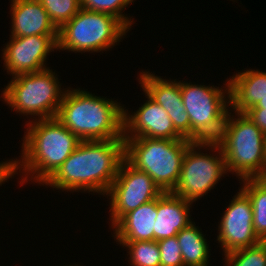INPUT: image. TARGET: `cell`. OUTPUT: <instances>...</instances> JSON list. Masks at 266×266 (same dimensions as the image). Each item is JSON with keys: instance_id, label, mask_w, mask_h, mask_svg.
<instances>
[{"instance_id": "cell-28", "label": "cell", "mask_w": 266, "mask_h": 266, "mask_svg": "<svg viewBox=\"0 0 266 266\" xmlns=\"http://www.w3.org/2000/svg\"><path fill=\"white\" fill-rule=\"evenodd\" d=\"M251 108H263L266 109V97L260 100L255 106Z\"/></svg>"}, {"instance_id": "cell-11", "label": "cell", "mask_w": 266, "mask_h": 266, "mask_svg": "<svg viewBox=\"0 0 266 266\" xmlns=\"http://www.w3.org/2000/svg\"><path fill=\"white\" fill-rule=\"evenodd\" d=\"M219 222L217 241L224 254L261 242L253 228L250 198L241 188L230 201Z\"/></svg>"}, {"instance_id": "cell-26", "label": "cell", "mask_w": 266, "mask_h": 266, "mask_svg": "<svg viewBox=\"0 0 266 266\" xmlns=\"http://www.w3.org/2000/svg\"><path fill=\"white\" fill-rule=\"evenodd\" d=\"M245 114L266 135V109L250 108Z\"/></svg>"}, {"instance_id": "cell-15", "label": "cell", "mask_w": 266, "mask_h": 266, "mask_svg": "<svg viewBox=\"0 0 266 266\" xmlns=\"http://www.w3.org/2000/svg\"><path fill=\"white\" fill-rule=\"evenodd\" d=\"M11 1V35L25 37L32 35H58L49 14L38 0Z\"/></svg>"}, {"instance_id": "cell-17", "label": "cell", "mask_w": 266, "mask_h": 266, "mask_svg": "<svg viewBox=\"0 0 266 266\" xmlns=\"http://www.w3.org/2000/svg\"><path fill=\"white\" fill-rule=\"evenodd\" d=\"M157 198L126 213L113 227L116 242L154 240Z\"/></svg>"}, {"instance_id": "cell-21", "label": "cell", "mask_w": 266, "mask_h": 266, "mask_svg": "<svg viewBox=\"0 0 266 266\" xmlns=\"http://www.w3.org/2000/svg\"><path fill=\"white\" fill-rule=\"evenodd\" d=\"M117 244L126 247L129 255L130 265L132 266H161L158 243L152 241H134V242H118Z\"/></svg>"}, {"instance_id": "cell-22", "label": "cell", "mask_w": 266, "mask_h": 266, "mask_svg": "<svg viewBox=\"0 0 266 266\" xmlns=\"http://www.w3.org/2000/svg\"><path fill=\"white\" fill-rule=\"evenodd\" d=\"M226 266H266V241L224 254Z\"/></svg>"}, {"instance_id": "cell-23", "label": "cell", "mask_w": 266, "mask_h": 266, "mask_svg": "<svg viewBox=\"0 0 266 266\" xmlns=\"http://www.w3.org/2000/svg\"><path fill=\"white\" fill-rule=\"evenodd\" d=\"M59 30L81 9L80 0H38Z\"/></svg>"}, {"instance_id": "cell-3", "label": "cell", "mask_w": 266, "mask_h": 266, "mask_svg": "<svg viewBox=\"0 0 266 266\" xmlns=\"http://www.w3.org/2000/svg\"><path fill=\"white\" fill-rule=\"evenodd\" d=\"M107 99L69 87L55 118L81 141L122 139L124 105Z\"/></svg>"}, {"instance_id": "cell-10", "label": "cell", "mask_w": 266, "mask_h": 266, "mask_svg": "<svg viewBox=\"0 0 266 266\" xmlns=\"http://www.w3.org/2000/svg\"><path fill=\"white\" fill-rule=\"evenodd\" d=\"M163 192L144 171L136 169L125 158L106 193L110 201L111 228L129 211L158 198Z\"/></svg>"}, {"instance_id": "cell-4", "label": "cell", "mask_w": 266, "mask_h": 266, "mask_svg": "<svg viewBox=\"0 0 266 266\" xmlns=\"http://www.w3.org/2000/svg\"><path fill=\"white\" fill-rule=\"evenodd\" d=\"M234 113L235 116L228 111L217 141L224 153L227 172L239 180L261 178L266 171V135L245 113Z\"/></svg>"}, {"instance_id": "cell-14", "label": "cell", "mask_w": 266, "mask_h": 266, "mask_svg": "<svg viewBox=\"0 0 266 266\" xmlns=\"http://www.w3.org/2000/svg\"><path fill=\"white\" fill-rule=\"evenodd\" d=\"M138 77L143 92L164 108L175 130L190 140V119L183 104L180 81L165 80L149 71L140 72Z\"/></svg>"}, {"instance_id": "cell-2", "label": "cell", "mask_w": 266, "mask_h": 266, "mask_svg": "<svg viewBox=\"0 0 266 266\" xmlns=\"http://www.w3.org/2000/svg\"><path fill=\"white\" fill-rule=\"evenodd\" d=\"M26 124L28 128L22 140V158L13 160L14 175H18V170L22 175L25 173L20 185L33 180V183L44 186L81 140L55 117L30 120Z\"/></svg>"}, {"instance_id": "cell-20", "label": "cell", "mask_w": 266, "mask_h": 266, "mask_svg": "<svg viewBox=\"0 0 266 266\" xmlns=\"http://www.w3.org/2000/svg\"><path fill=\"white\" fill-rule=\"evenodd\" d=\"M240 181V185L244 183L241 189L251 201L255 234L261 241H266V182L262 178Z\"/></svg>"}, {"instance_id": "cell-8", "label": "cell", "mask_w": 266, "mask_h": 266, "mask_svg": "<svg viewBox=\"0 0 266 266\" xmlns=\"http://www.w3.org/2000/svg\"><path fill=\"white\" fill-rule=\"evenodd\" d=\"M129 29L115 16L80 9L58 30L57 50L69 52L109 51L119 43Z\"/></svg>"}, {"instance_id": "cell-1", "label": "cell", "mask_w": 266, "mask_h": 266, "mask_svg": "<svg viewBox=\"0 0 266 266\" xmlns=\"http://www.w3.org/2000/svg\"><path fill=\"white\" fill-rule=\"evenodd\" d=\"M124 159V139L81 141L44 183L57 190L106 195Z\"/></svg>"}, {"instance_id": "cell-16", "label": "cell", "mask_w": 266, "mask_h": 266, "mask_svg": "<svg viewBox=\"0 0 266 266\" xmlns=\"http://www.w3.org/2000/svg\"><path fill=\"white\" fill-rule=\"evenodd\" d=\"M191 205V206H190ZM192 203L172 192H164L157 198V218L155 221L154 240L176 236L193 221L190 209Z\"/></svg>"}, {"instance_id": "cell-7", "label": "cell", "mask_w": 266, "mask_h": 266, "mask_svg": "<svg viewBox=\"0 0 266 266\" xmlns=\"http://www.w3.org/2000/svg\"><path fill=\"white\" fill-rule=\"evenodd\" d=\"M226 82L223 89L180 81L183 104L190 119L191 141L217 142L222 135L230 109L229 82Z\"/></svg>"}, {"instance_id": "cell-18", "label": "cell", "mask_w": 266, "mask_h": 266, "mask_svg": "<svg viewBox=\"0 0 266 266\" xmlns=\"http://www.w3.org/2000/svg\"><path fill=\"white\" fill-rule=\"evenodd\" d=\"M230 111L245 113L266 97V72L247 69L228 79Z\"/></svg>"}, {"instance_id": "cell-19", "label": "cell", "mask_w": 266, "mask_h": 266, "mask_svg": "<svg viewBox=\"0 0 266 266\" xmlns=\"http://www.w3.org/2000/svg\"><path fill=\"white\" fill-rule=\"evenodd\" d=\"M195 225L193 221L176 235L184 266H208L211 249L205 235Z\"/></svg>"}, {"instance_id": "cell-24", "label": "cell", "mask_w": 266, "mask_h": 266, "mask_svg": "<svg viewBox=\"0 0 266 266\" xmlns=\"http://www.w3.org/2000/svg\"><path fill=\"white\" fill-rule=\"evenodd\" d=\"M133 2L134 0H80V6L87 11L111 14L130 30L134 20L124 15L122 10Z\"/></svg>"}, {"instance_id": "cell-29", "label": "cell", "mask_w": 266, "mask_h": 266, "mask_svg": "<svg viewBox=\"0 0 266 266\" xmlns=\"http://www.w3.org/2000/svg\"><path fill=\"white\" fill-rule=\"evenodd\" d=\"M261 178L266 182V171L264 172V174Z\"/></svg>"}, {"instance_id": "cell-6", "label": "cell", "mask_w": 266, "mask_h": 266, "mask_svg": "<svg viewBox=\"0 0 266 266\" xmlns=\"http://www.w3.org/2000/svg\"><path fill=\"white\" fill-rule=\"evenodd\" d=\"M55 74L47 68L13 76L1 91L2 101L23 116H36L33 120L56 117L67 88H61Z\"/></svg>"}, {"instance_id": "cell-27", "label": "cell", "mask_w": 266, "mask_h": 266, "mask_svg": "<svg viewBox=\"0 0 266 266\" xmlns=\"http://www.w3.org/2000/svg\"><path fill=\"white\" fill-rule=\"evenodd\" d=\"M13 160H7L5 162L0 163V186H2V183L8 181V179L14 177V164Z\"/></svg>"}, {"instance_id": "cell-25", "label": "cell", "mask_w": 266, "mask_h": 266, "mask_svg": "<svg viewBox=\"0 0 266 266\" xmlns=\"http://www.w3.org/2000/svg\"><path fill=\"white\" fill-rule=\"evenodd\" d=\"M161 266H184L181 247L176 236L157 241Z\"/></svg>"}, {"instance_id": "cell-9", "label": "cell", "mask_w": 266, "mask_h": 266, "mask_svg": "<svg viewBox=\"0 0 266 266\" xmlns=\"http://www.w3.org/2000/svg\"><path fill=\"white\" fill-rule=\"evenodd\" d=\"M211 150L216 154L199 151ZM202 152V153H201ZM227 173L224 153L217 142H193L186 150L179 182L173 194L191 203L208 194Z\"/></svg>"}, {"instance_id": "cell-5", "label": "cell", "mask_w": 266, "mask_h": 266, "mask_svg": "<svg viewBox=\"0 0 266 266\" xmlns=\"http://www.w3.org/2000/svg\"><path fill=\"white\" fill-rule=\"evenodd\" d=\"M124 158L136 169L146 172L164 192H173L179 182L183 158L193 141L123 138Z\"/></svg>"}, {"instance_id": "cell-12", "label": "cell", "mask_w": 266, "mask_h": 266, "mask_svg": "<svg viewBox=\"0 0 266 266\" xmlns=\"http://www.w3.org/2000/svg\"><path fill=\"white\" fill-rule=\"evenodd\" d=\"M57 39L58 35L11 37L2 50L5 70L16 76L49 68L47 57L50 52L57 51Z\"/></svg>"}, {"instance_id": "cell-13", "label": "cell", "mask_w": 266, "mask_h": 266, "mask_svg": "<svg viewBox=\"0 0 266 266\" xmlns=\"http://www.w3.org/2000/svg\"><path fill=\"white\" fill-rule=\"evenodd\" d=\"M145 97L147 100L133 115L124 108L123 138L183 139L164 108L146 93Z\"/></svg>"}]
</instances>
